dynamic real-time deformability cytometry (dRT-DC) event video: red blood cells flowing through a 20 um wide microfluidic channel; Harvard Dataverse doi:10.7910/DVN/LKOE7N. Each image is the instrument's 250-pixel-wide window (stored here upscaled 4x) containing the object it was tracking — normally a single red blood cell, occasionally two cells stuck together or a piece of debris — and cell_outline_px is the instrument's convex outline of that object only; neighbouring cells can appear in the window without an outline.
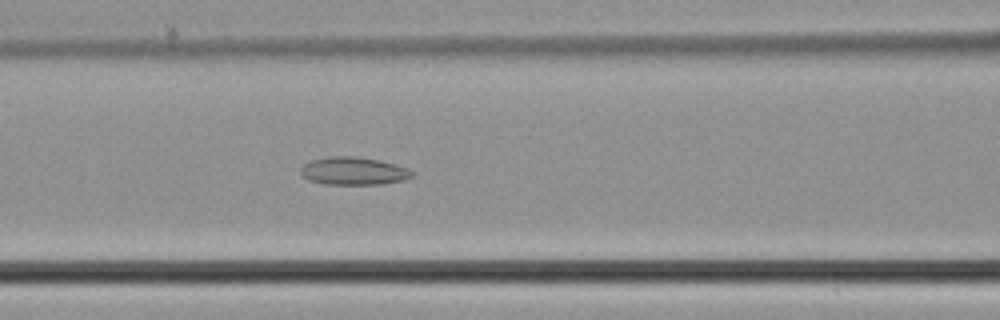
{"species": "common noctule bat (a hibernating species)", "species_latin": "Nyctalus noctula", "temperature_condition": "cold", "stored_images_in_passage": 40, "camera_frame_rate_fps": 3000, "um_per_image_px": 0.085, "animal": {"sex": "male", "body_mass_g": 21.5, "forearm_length_mm": 52.0}, "frame": {"image": 1, "passage_image": 12, "time_ms": 3.667, "image_size_px": [1000, 320], "cell_outline_px": [[416, 172], [412, 176], [404, 180], [380, 184], [324, 184], [308, 180], [300, 176], [300, 168], [304, 164], [312, 160], [328, 156], [356, 156], [376, 160], [408, 168]], "centroid_in_image_um": [30.01, 14.54], "position_along_channel_um": 136.6, "area_um2": 18.09}}
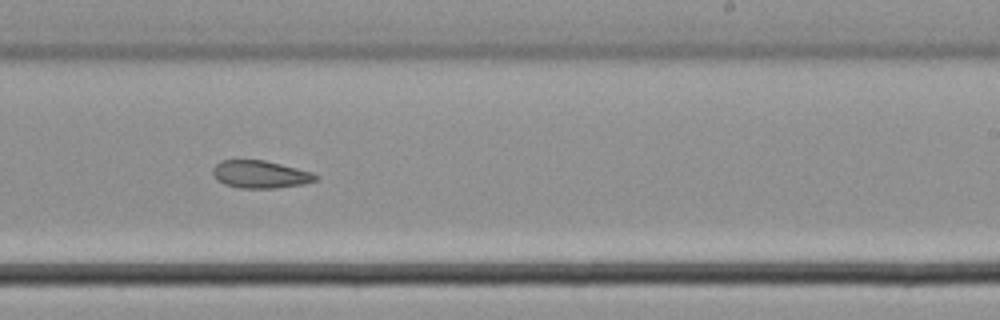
{"frame": {"image": 2, "passage_image": 21, "time_ms": 6.667, "image_size_px": [1000, 320], "cell_outline_px": [[320, 180], [304, 184], [276, 188], [236, 188], [224, 184], [212, 172], [212, 168], [220, 160], [264, 160], [312, 172], [320, 176]], "centroid_in_image_um": [22.17, 14.83], "position_along_channel_um": 266.8, "area_um2": 16.59}}
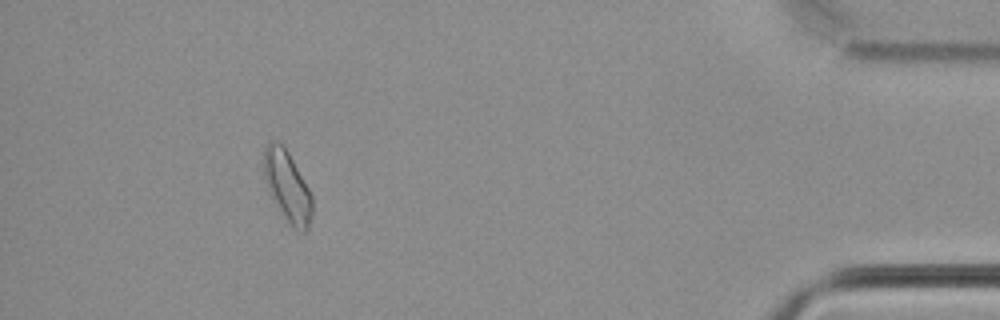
{"frame": {"image": 3, "passage_image": 35, "time_ms": 11.333, "image_size_px": [1000, 320], "cell_outline_px": [[312, 216], [308, 228], [304, 232], [300, 232], [288, 220], [272, 196], [268, 188], [264, 176], [264, 148], [272, 140], [276, 140], [288, 152], [308, 188], [312, 196]], "centroid_in_image_um": [24.44, 15.81], "position_along_channel_um": 410.8, "area_um2": 19.07}}